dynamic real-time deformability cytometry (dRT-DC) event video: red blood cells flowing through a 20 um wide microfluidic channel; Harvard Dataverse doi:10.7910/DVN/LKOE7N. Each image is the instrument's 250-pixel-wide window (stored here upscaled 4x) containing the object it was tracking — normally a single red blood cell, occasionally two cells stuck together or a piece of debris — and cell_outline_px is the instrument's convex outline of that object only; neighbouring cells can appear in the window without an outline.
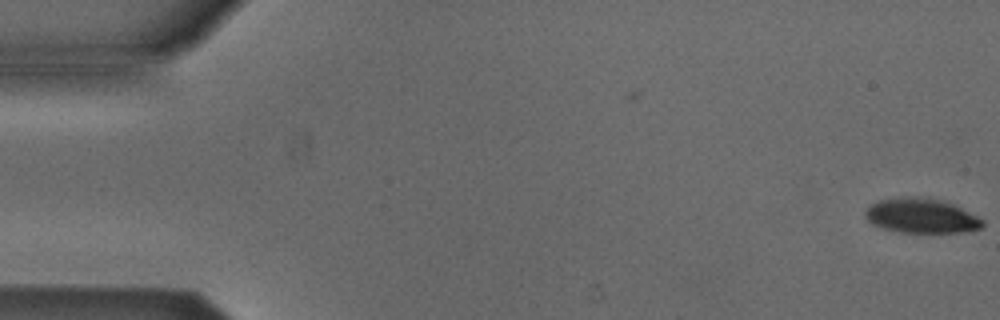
{"species": "Egyptian fruit bat (a non-hibernating species)", "species_latin": "Rousettus aegyptiacus", "temperature_condition": "cold", "stored_images_in_passage": 2, "camera_frame_rate_fps": 3000, "um_per_image_px": 0.085, "animal": {"sex": "male"}, "frame": {"image": 1, "passage_image": 2, "time_ms": 0.333, "image_size_px": [1000, 320], "cell_outline_px": [[984, 224], [980, 228], [964, 232], [900, 232], [884, 228], [872, 224], [864, 216], [864, 212], [872, 204], [880, 200], [908, 196], [928, 196], [944, 200], [984, 220]], "centroid_in_image_um": [78.31, 18.32], "position_along_channel_um": 6.7, "area_um2": 23.64}}